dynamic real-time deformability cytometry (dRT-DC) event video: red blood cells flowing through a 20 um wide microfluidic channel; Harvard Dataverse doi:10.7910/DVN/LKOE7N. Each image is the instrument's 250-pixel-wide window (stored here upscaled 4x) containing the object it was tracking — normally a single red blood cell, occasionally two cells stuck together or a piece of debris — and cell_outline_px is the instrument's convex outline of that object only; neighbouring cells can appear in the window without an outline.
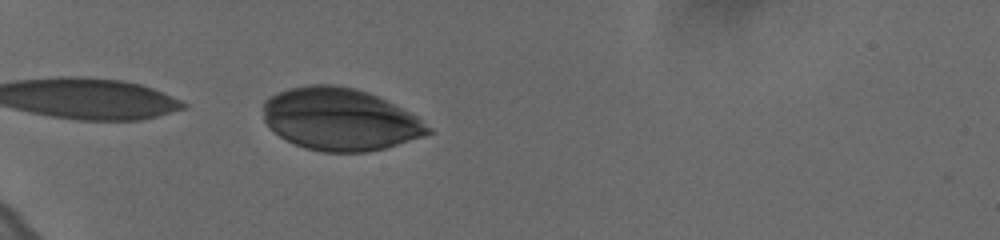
{"species": "human", "species_latin": "Homo sapiens", "temperature_condition": "cold", "stored_images_in_passage": 21, "camera_frame_rate_fps": 3000, "um_per_image_px": 0.085, "donor": {"sex": "female"}, "frame": {"image": 1, "passage_image": 2, "time_ms": 0.333, "image_size_px": [1000, 240], "cell_outline_px": [[432, 132], [424, 136], [384, 148], [368, 152], [320, 152], [304, 148], [292, 144], [280, 136], [264, 120], [264, 104], [276, 92], [288, 88], [308, 84], [336, 84], [356, 88], [368, 92], [416, 116], [432, 128]], "centroid_in_image_um": [28.89, 10.14], "position_along_channel_um": 56.1, "area_um2": 59.65}}
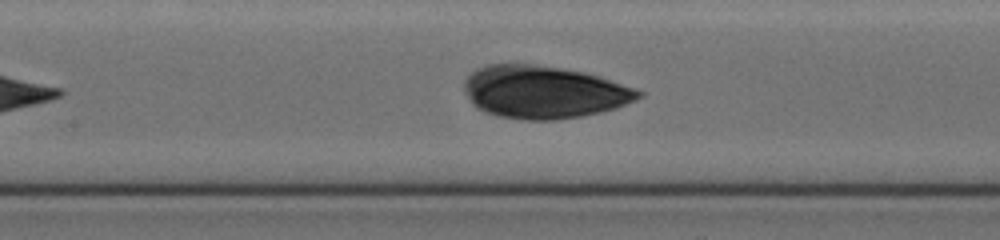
{"frame": {"image": 2, "passage_image": 13, "time_ms": 4.0, "image_size_px": [1000, 240], "cell_outline_px": [[644, 96], [636, 100], [616, 108], [600, 112], [580, 116], [556, 120], [520, 120], [496, 116], [484, 112], [476, 108], [472, 104], [464, 92], [464, 80], [476, 68], [488, 64], [528, 64], [560, 68], [584, 72], [644, 92]], "centroid_in_image_um": [46.16, 7.84], "position_along_channel_um": 161.2, "area_um2": 53.41}}
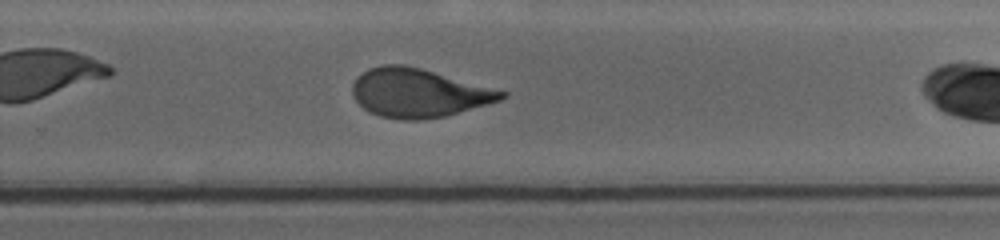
{"frame": {"image": 3, "passage_image": 20, "time_ms": 6.333, "image_size_px": [1000, 240], "cell_outline_px": [[508, 96], [500, 100], [444, 116], [420, 120], [400, 120], [380, 116], [368, 112], [356, 100], [352, 92], [352, 84], [368, 68], [384, 64], [404, 64], [420, 68], [508, 92]], "centroid_in_image_um": [35.55, 7.9], "position_along_channel_um": 294.3, "area_um2": 41.91}}